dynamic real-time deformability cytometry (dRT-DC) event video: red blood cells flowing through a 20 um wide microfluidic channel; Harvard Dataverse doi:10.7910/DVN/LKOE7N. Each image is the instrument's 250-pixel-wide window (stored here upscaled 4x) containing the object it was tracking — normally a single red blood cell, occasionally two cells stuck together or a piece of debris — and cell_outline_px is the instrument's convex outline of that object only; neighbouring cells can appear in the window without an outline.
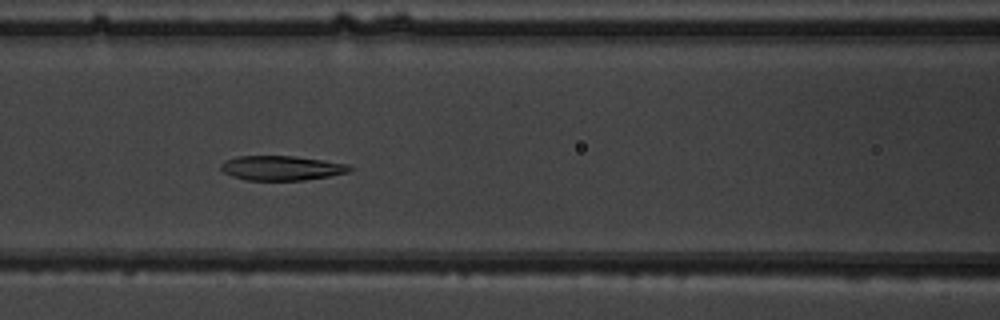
{"species": "common noctule bat (a hibernating species)", "species_latin": "Nyctalus noctula", "temperature_condition": "warm", "stored_images_in_passage": 50, "camera_frame_rate_fps": 3000, "um_per_image_px": 0.085, "animal": {"sex": "male", "body_mass_g": 19.5, "forearm_length_mm": 54.6}, "frame": {"image": 1, "passage_image": 20, "time_ms": 6.333, "image_size_px": [1000, 320], "cell_outline_px": [[352, 168], [348, 172], [328, 176], [304, 180], [244, 180], [232, 176], [224, 172], [220, 168], [220, 164], [224, 160], [236, 156], [292, 156], [348, 164]], "centroid_in_image_um": [23.86, 14.28], "position_along_channel_um": 142.7, "area_um2": 18.32}}
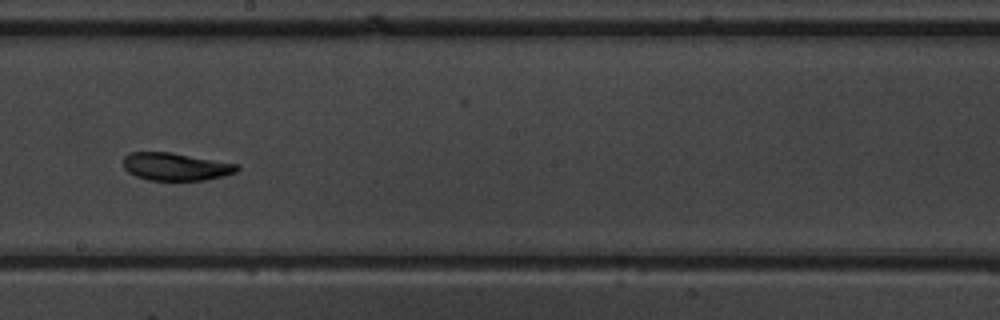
{"frame": {"image": 2, "passage_image": 27, "time_ms": 8.667, "image_size_px": [1000, 320], "cell_outline_px": [[240, 168], [236, 172], [224, 176], [204, 180], [148, 180], [136, 176], [128, 172], [124, 168], [124, 156], [132, 152], [168, 152], [240, 164]], "centroid_in_image_um": [14.96, 14.17], "position_along_channel_um": 233.2, "area_um2": 18.32}}
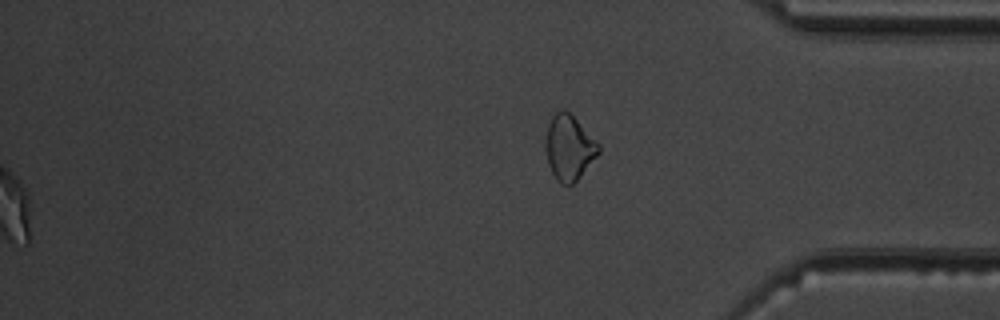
{"frame": {"image": 3, "passage_image": 50, "time_ms": 16.333, "image_size_px": [1000, 320], "cell_outline_px": [[600, 152], [576, 180], [572, 184], [560, 184], [556, 180], [548, 164], [544, 148], [544, 140], [548, 124], [552, 116], [560, 108], [564, 108], [600, 144]], "centroid_in_image_um": [48.33, 12.53], "position_along_channel_um": 386.9, "area_um2": 20.06}, "authors_computed_cell_mechanics": {"area_um2": 19.8254, "velocity_mm_per_s": 3.8999, "shape_relaxation_time_tau1_ms": 7.5305, "shape_relaxation_time_tau2_ms": 2.3007, "deformation_change_tau1": 0.2052, "deformation_change_tau2": 0.0709}}